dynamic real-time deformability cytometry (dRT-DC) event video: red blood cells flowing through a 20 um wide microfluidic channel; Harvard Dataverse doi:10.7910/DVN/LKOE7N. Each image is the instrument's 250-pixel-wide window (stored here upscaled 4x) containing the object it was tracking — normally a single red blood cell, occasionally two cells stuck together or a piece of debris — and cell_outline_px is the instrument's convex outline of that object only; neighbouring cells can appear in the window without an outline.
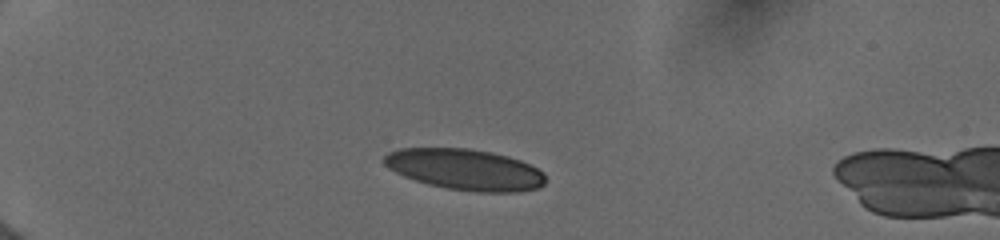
{"species": "human", "species_latin": "Homo sapiens", "temperature_condition": "cold", "stored_images_in_passage": 4, "camera_frame_rate_fps": 3000, "um_per_image_px": 0.085, "donor": {"sex": "female"}, "frame": {"image": 1, "passage_image": 2, "time_ms": 1.333, "image_size_px": [1000, 240], "cell_outline_px": [[544, 184], [536, 188], [516, 192], [476, 192], [448, 188], [428, 184], [404, 176], [388, 168], [384, 164], [384, 156], [388, 152], [400, 148], [468, 148], [492, 152], [508, 156], [520, 160], [544, 172]], "centroid_in_image_um": [39.52, 14.4], "position_along_channel_um": 45.5, "area_um2": 38.44}}